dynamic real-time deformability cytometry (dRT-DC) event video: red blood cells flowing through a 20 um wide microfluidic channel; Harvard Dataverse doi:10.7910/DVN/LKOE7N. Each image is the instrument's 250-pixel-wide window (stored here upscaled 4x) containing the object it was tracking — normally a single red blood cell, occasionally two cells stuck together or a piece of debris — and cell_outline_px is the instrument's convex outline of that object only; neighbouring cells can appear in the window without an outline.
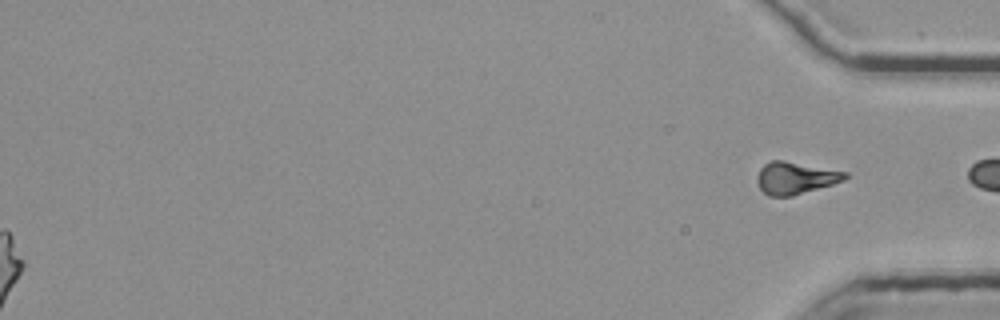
{"species": "common noctule bat (a hibernating species)", "species_latin": "Nyctalus noctula", "temperature_condition": "room temperature", "stored_images_in_passage": 56, "segment_of_instrument_passage": [2, 2], "camera_frame_rate_fps": 3000, "um_per_image_px": 0.085, "animal": {"sex": "female", "body_mass_g": 25.1}, "frame": {"image": 1, "passage_image": 56, "time_ms": 18.333, "image_size_px": [1000, 320], "cell_outline_px": [[848, 176], [844, 180], [832, 184], [792, 196], [768, 196], [760, 188], [756, 180], [756, 176], [760, 168], [764, 164], [772, 160], [784, 160], [848, 172]], "centroid_in_image_um": [67.58, 15.12], "position_along_channel_um": 367.6, "area_um2": 16.47}}